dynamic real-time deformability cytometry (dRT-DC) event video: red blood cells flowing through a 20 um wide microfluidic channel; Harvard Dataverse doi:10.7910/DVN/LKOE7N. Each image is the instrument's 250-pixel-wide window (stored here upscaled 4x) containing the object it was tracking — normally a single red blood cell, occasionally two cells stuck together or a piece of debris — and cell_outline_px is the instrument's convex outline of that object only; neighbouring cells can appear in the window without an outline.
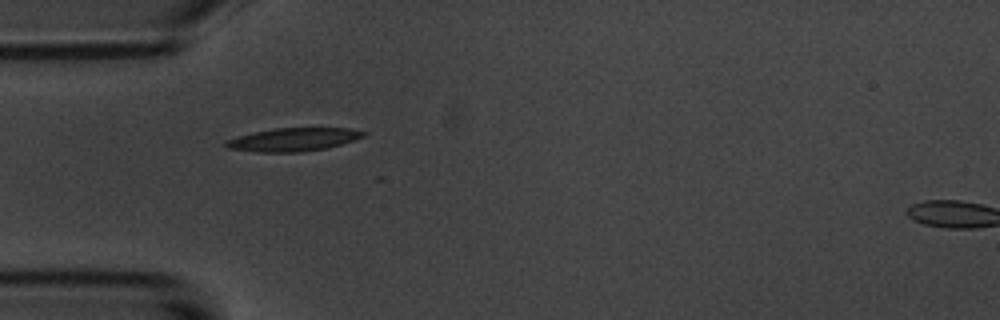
{"species": "common noctule bat (a hibernating species)", "species_latin": "Nyctalus noctula", "temperature_condition": "room temperature", "stored_images_in_passage": 37, "camera_frame_rate_fps": 3000, "um_per_image_px": 0.085, "animal": {"sex": "male", "body_mass_g": 20.1, "forearm_length_mm": 53.5}, "frame": {"image": 1, "passage_image": 1, "time_ms": 0.0, "image_size_px": [1000, 320], "cell_outline_px": [[368, 132], [364, 136], [328, 148], [304, 152], [260, 152], [228, 148], [224, 144], [224, 140], [256, 132], [276, 128], [348, 128]], "centroid_in_image_um": [24.95, 11.86], "position_along_channel_um": 60.1, "area_um2": 18.44}}
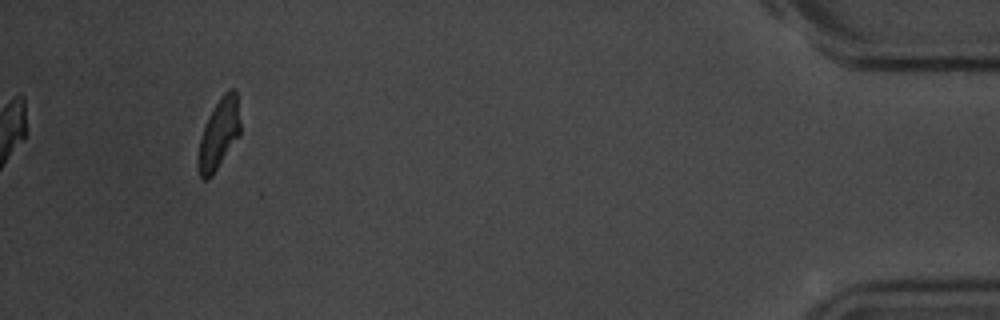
{"frame": {"image": 2, "passage_image": 37, "time_ms": 12.0, "image_size_px": [1000, 320], "cell_outline_px": [[240, 136], [212, 176], [208, 180], [204, 180], [200, 176], [196, 164], [200, 140], [204, 128], [216, 104], [224, 92], [228, 88], [236, 88], [240, 120]], "centroid_in_image_um": [18.62, 11.41], "position_along_channel_um": 416.6, "area_um2": 17.28}, "authors_computed_cell_mechanics": {"area_um2": 18.0914, "velocity_mm_per_s": 3.5711, "shape_relaxation_time_tau1_ms": null, "shape_relaxation_time_tau2_ms": 2.5633, "deformation_change_tau1": null, "deformation_change_tau2": 0.0723}}